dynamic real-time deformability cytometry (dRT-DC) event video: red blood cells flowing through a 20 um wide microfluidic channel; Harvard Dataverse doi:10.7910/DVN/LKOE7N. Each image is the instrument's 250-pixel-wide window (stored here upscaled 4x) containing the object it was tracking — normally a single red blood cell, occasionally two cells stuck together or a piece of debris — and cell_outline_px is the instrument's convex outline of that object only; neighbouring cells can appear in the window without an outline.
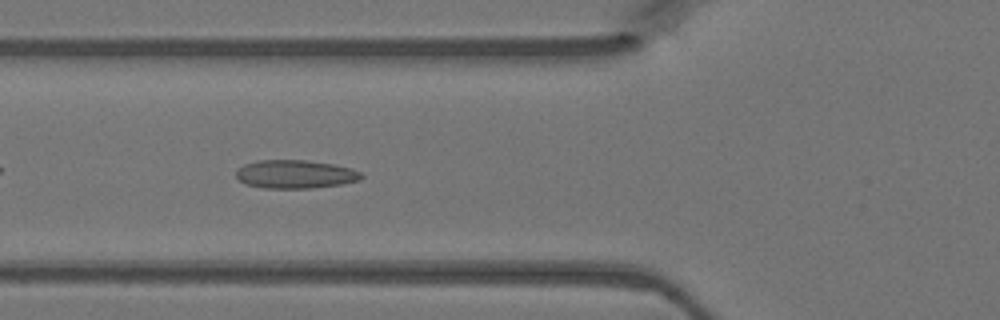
{"species": "Egyptian fruit bat (a non-hibernating species)", "species_latin": "Rousettus aegyptiacus", "temperature_condition": "warm", "stored_images_in_passage": 35, "camera_frame_rate_fps": 3000, "um_per_image_px": 0.085, "animal": {"sex": "female"}, "frame": {"image": 1, "passage_image": 5, "time_ms": 1.333, "image_size_px": [1000, 320], "cell_outline_px": [[364, 176], [360, 180], [340, 184], [312, 188], [264, 188], [244, 184], [236, 176], [236, 172], [244, 164], [260, 160], [304, 160], [332, 164], [352, 168], [360, 172]], "centroid_in_image_um": [25.1, 14.81], "position_along_channel_um": 100.7, "area_um2": 20.63}}
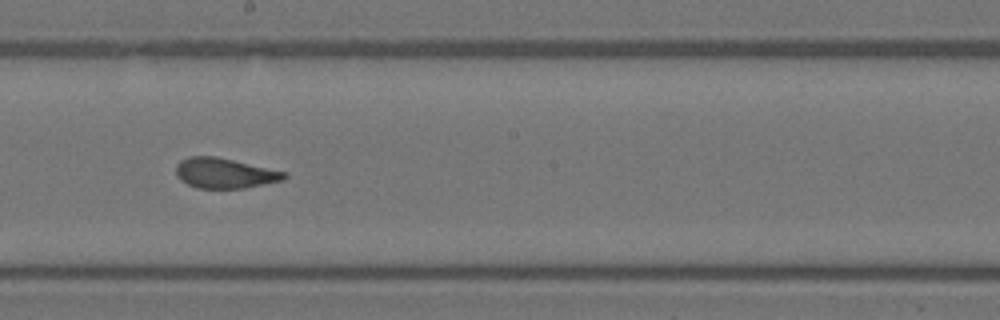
{"frame": {"image": 2, "passage_image": 14, "time_ms": 4.333, "image_size_px": [1000, 320], "cell_outline_px": [[288, 176], [284, 180], [244, 188], [196, 188], [180, 180], [176, 176], [176, 164], [180, 160], [188, 156], [216, 156], [284, 172]], "centroid_in_image_um": [19.04, 14.72], "position_along_channel_um": 229.2, "area_um2": 18.96}}
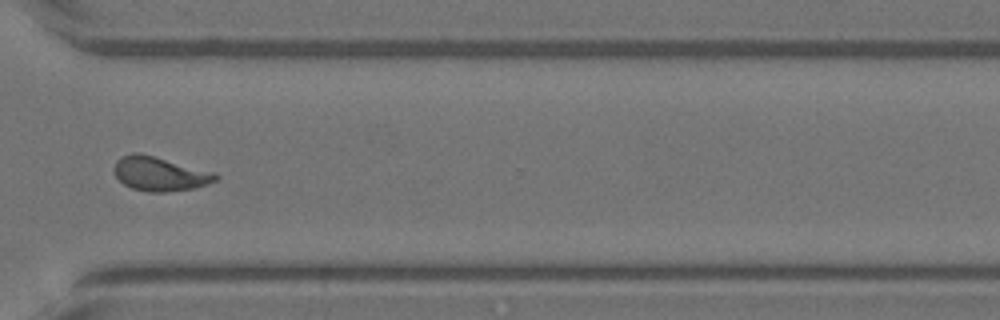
{"frame": {"image": 3, "passage_image": 23, "time_ms": 7.333, "image_size_px": [1000, 320], "cell_outline_px": [[220, 176], [216, 180], [208, 184], [196, 188], [168, 192], [148, 192], [132, 188], [124, 184], [116, 176], [112, 168], [116, 160], [124, 156], [136, 152], [152, 156], [212, 172]], "centroid_in_image_um": [13.56, 14.8], "position_along_channel_um": 357.0, "area_um2": 19.88}}